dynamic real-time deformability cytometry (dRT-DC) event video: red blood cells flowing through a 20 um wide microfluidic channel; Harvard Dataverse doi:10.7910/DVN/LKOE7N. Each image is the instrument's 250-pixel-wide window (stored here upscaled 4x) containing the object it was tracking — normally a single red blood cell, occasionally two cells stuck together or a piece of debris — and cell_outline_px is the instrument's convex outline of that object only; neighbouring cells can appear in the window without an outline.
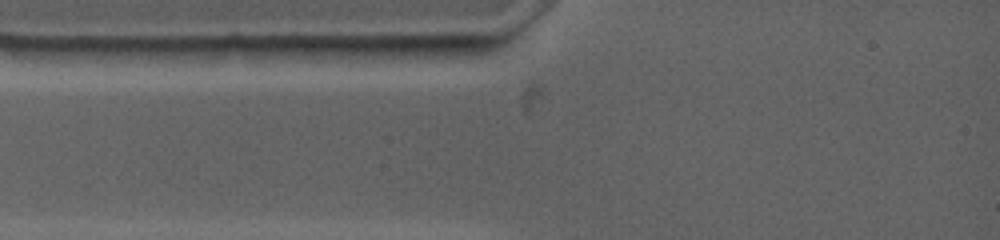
{"species": "common noctule bat (a hibernating species)", "species_latin": "Nyctalus noctula", "temperature_condition": "warm", "stored_images_in_passage": 3, "camera_frame_rate_fps": 4500, "um_per_image_px": 0.085, "animal": {"sex": "female", "body_mass_g": 19.0, "forearm_length_mm": 53.3}, "frame": {"image": 1, "passage_image": 1, "time_ms": 0.0, "image_size_px": [1000, 240], "cell_outline_px": [[332, 48], [272, 64], [200, 48], [228, 44], [300, 44]], "centroid_in_image_um": [22.71, 4.36], "position_along_channel_um": 62.3, "area_um2": 10.58}}